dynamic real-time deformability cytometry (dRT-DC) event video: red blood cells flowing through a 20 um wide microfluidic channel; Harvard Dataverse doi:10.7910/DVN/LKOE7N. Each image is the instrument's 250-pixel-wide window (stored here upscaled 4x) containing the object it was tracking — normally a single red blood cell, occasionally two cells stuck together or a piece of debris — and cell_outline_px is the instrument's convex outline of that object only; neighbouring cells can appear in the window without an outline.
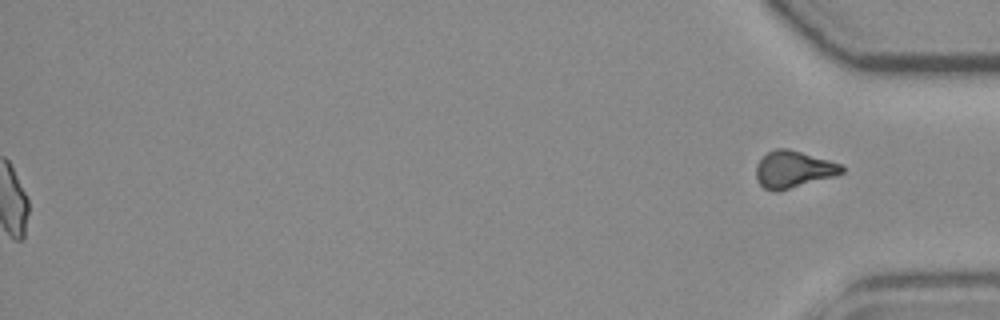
{"species": "common noctule bat (a hibernating species)", "species_latin": "Nyctalus noctula", "temperature_condition": "room temperature", "stored_images_in_passage": 55, "segment_of_instrument_passage": [2, 2], "camera_frame_rate_fps": 3000, "um_per_image_px": 0.085, "animal": {"sex": "female", "body_mass_g": 19.3, "forearm_length_mm": 54.1}, "frame": {"image": 1, "passage_image": 55, "time_ms": 18.0, "image_size_px": [1000, 320], "cell_outline_px": [[844, 172], [836, 176], [776, 192], [764, 188], [760, 184], [756, 176], [756, 164], [768, 152], [776, 148], [788, 148], [828, 160], [840, 164], [844, 168]], "centroid_in_image_um": [67.43, 14.4], "position_along_channel_um": 367.8, "area_um2": 18.32}}